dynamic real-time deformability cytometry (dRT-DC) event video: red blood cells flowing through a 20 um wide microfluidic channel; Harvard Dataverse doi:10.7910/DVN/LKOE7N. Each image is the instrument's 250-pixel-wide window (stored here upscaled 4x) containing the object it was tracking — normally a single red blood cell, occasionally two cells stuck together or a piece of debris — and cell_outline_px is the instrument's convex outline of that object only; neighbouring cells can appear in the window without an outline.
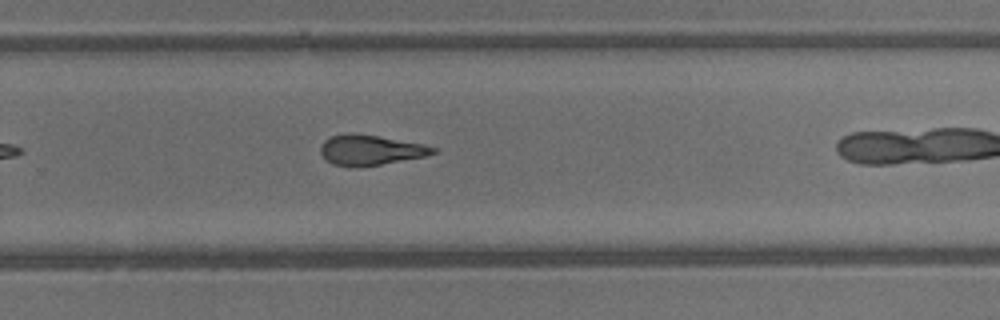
{"species": "common noctule bat (a hibernating species)", "species_latin": "Nyctalus noctula", "temperature_condition": "warm", "stored_images_in_passage": 20, "camera_frame_rate_fps": 3000, "um_per_image_px": 0.085, "animal": {"sex": "male", "body_mass_g": 13.3}, "frame": {"image": 1, "passage_image": 15, "time_ms": 4.667, "image_size_px": [1000, 320], "cell_outline_px": [[436, 152], [424, 156], [380, 164], [356, 168], [332, 164], [320, 152], [320, 148], [324, 140], [332, 136], [344, 132], [352, 132], [376, 136], [420, 144], [436, 148]], "centroid_in_image_um": [31.4, 12.75], "position_along_channel_um": 298.4, "area_um2": 19.48}}
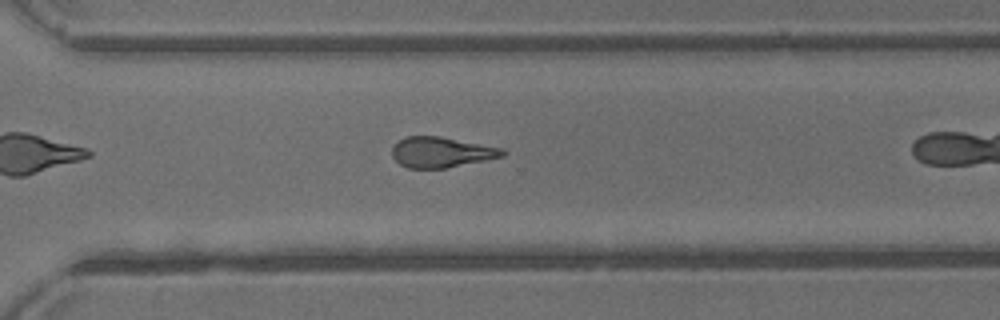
{"frame": {"image": 2, "passage_image": 17, "time_ms": 5.333, "image_size_px": [1000, 320], "cell_outline_px": [[508, 152], [504, 156], [444, 168], [408, 168], [400, 164], [392, 156], [392, 148], [400, 140], [408, 136], [440, 136], [504, 148]], "centroid_in_image_um": [37.54, 12.93], "position_along_channel_um": 333.1, "area_um2": 19.48}}